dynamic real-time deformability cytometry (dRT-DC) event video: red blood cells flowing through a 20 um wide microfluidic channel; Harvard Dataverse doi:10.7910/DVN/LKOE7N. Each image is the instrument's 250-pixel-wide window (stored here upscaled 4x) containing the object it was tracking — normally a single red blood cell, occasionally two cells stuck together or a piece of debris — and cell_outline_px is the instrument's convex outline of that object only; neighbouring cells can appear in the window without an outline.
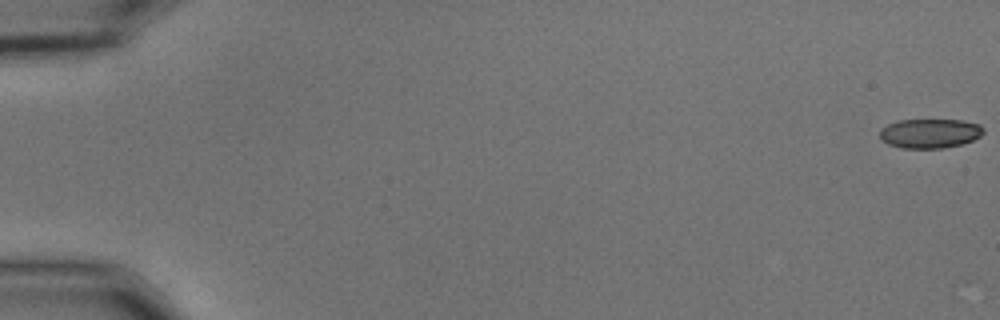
{"species": "common noctule bat (a hibernating species)", "species_latin": "Nyctalus noctula", "temperature_condition": "cold", "stored_images_in_passage": 25, "camera_frame_rate_fps": 3000, "um_per_image_px": 0.085, "animal": {"sex": "male", "body_mass_g": 15.6}, "frame": {"image": 1, "passage_image": 1, "time_ms": 0.0, "image_size_px": [1000, 320], "cell_outline_px": [[984, 132], [980, 136], [964, 144], [944, 148], [900, 148], [888, 144], [880, 140], [880, 128], [888, 124], [900, 120], [964, 120], [980, 124], [984, 128]], "centroid_in_image_um": [79.05, 11.34], "position_along_channel_um": 6.0, "area_um2": 17.98}}
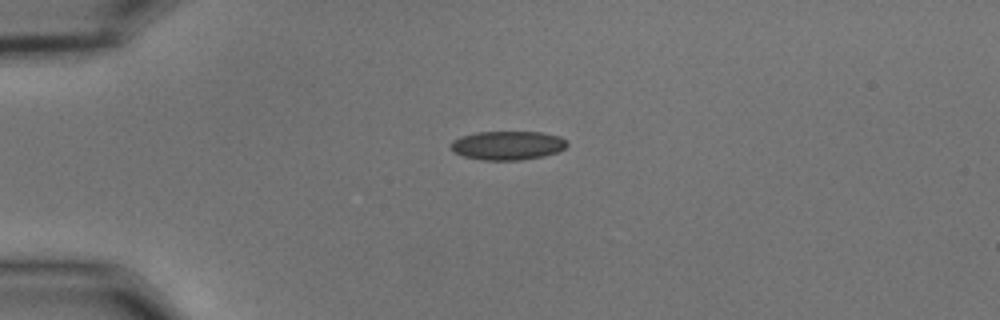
{"frame": {"image": 2, "passage_image": 15, "time_ms": 4.667, "image_size_px": [1000, 320], "cell_outline_px": [[568, 144], [564, 148], [556, 152], [544, 156], [520, 160], [480, 160], [464, 156], [452, 152], [448, 144], [452, 140], [460, 136], [476, 132], [544, 132], [560, 136], [568, 140]], "centroid_in_image_um": [43.11, 12.35], "position_along_channel_um": 41.9, "area_um2": 19.88}}
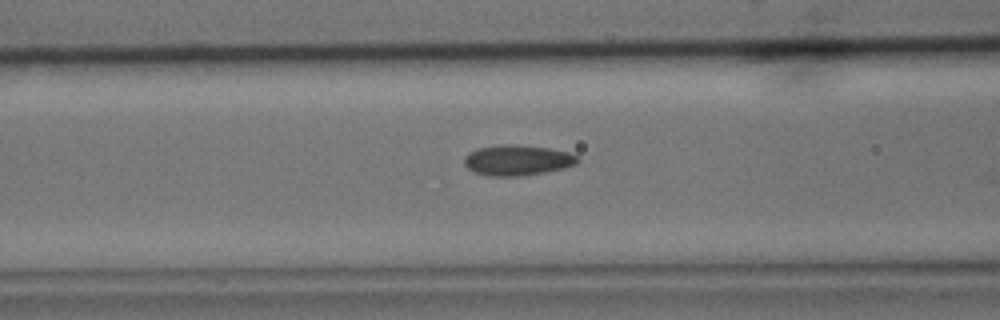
{"frame": {"image": 3, "passage_image": 24, "time_ms": 7.667, "image_size_px": [1000, 320], "cell_outline_px": [[580, 160], [576, 164], [564, 168], [524, 176], [492, 176], [476, 172], [468, 168], [464, 164], [464, 156], [468, 152], [476, 148], [504, 144], [516, 144], [548, 148], [568, 152], [580, 156]], "centroid_in_image_um": [43.99, 13.61], "position_along_channel_um": 122.6, "area_um2": 20.29}}